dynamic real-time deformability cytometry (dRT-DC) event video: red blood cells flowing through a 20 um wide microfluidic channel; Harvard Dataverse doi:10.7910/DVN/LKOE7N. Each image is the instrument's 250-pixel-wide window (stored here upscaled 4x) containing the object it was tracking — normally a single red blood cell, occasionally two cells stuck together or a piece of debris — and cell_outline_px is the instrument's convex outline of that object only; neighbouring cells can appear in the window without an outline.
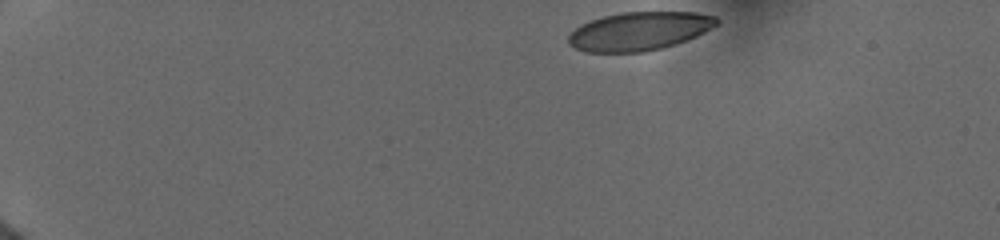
{"species": "human", "species_latin": "Homo sapiens", "temperature_condition": "cold", "stored_images_in_passage": 43, "camera_frame_rate_fps": 3000, "um_per_image_px": 0.085, "donor": {"sex": "female"}, "frame": {"image": 1, "passage_image": 1, "time_ms": 0.0, "image_size_px": [1000, 240], "cell_outline_px": [[720, 20], [716, 24], [704, 32], [696, 36], [660, 48], [644, 52], [588, 52], [576, 48], [568, 44], [568, 36], [580, 24], [588, 20], [620, 12], [696, 12], [716, 16]], "centroid_in_image_um": [54.3, 2.63], "position_along_channel_um": 30.7, "area_um2": 33.06}}
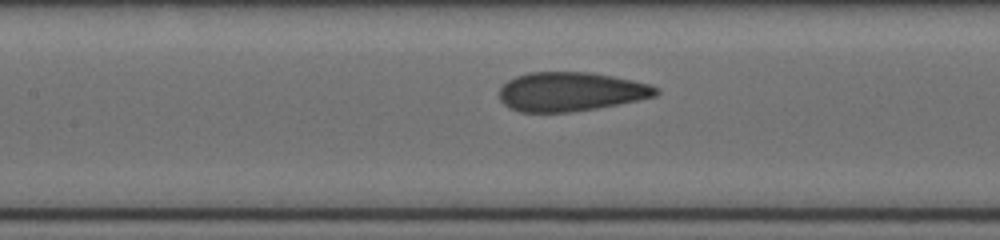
{"frame": {"image": 2, "passage_image": 25, "time_ms": 6.0, "image_size_px": [1000, 240], "cell_outline_px": [[660, 92], [656, 96], [640, 100], [596, 108], [568, 112], [520, 112], [508, 108], [500, 100], [500, 88], [508, 80], [516, 76], [528, 72], [592, 72], [652, 84], [660, 88]], "centroid_in_image_um": [48.54, 7.79], "position_along_channel_um": 158.9, "area_um2": 35.89}}
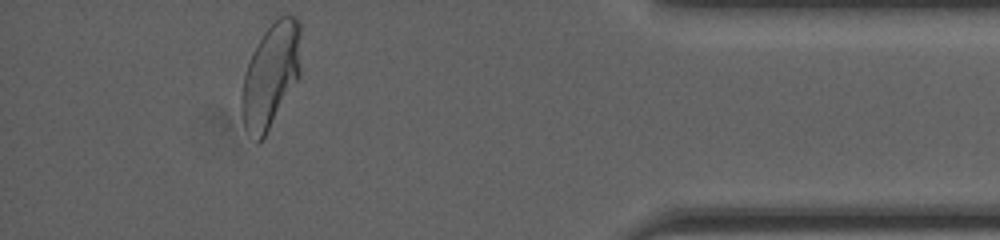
{"frame": {"image": 3, "passage_image": 41, "time_ms": 13.333, "image_size_px": [1000, 240], "cell_outline_px": [[300, 76], [264, 136], [256, 144], [244, 128], [240, 108], [240, 96], [244, 76], [252, 52], [264, 32], [280, 16], [288, 12], [300, 20]], "centroid_in_image_um": [23.0, 6.4], "position_along_channel_um": 412.2, "area_um2": 36.07}, "authors_computed_cell_mechanics": {"area_um2": 35.8938, "velocity_mm_per_s": 3.9307, "shape_relaxation_time_tau1_ms": 8.7513, "shape_relaxation_time_tau2_ms": null, "deformation_change_tau1": 0.2316, "deformation_change_tau2": null}}